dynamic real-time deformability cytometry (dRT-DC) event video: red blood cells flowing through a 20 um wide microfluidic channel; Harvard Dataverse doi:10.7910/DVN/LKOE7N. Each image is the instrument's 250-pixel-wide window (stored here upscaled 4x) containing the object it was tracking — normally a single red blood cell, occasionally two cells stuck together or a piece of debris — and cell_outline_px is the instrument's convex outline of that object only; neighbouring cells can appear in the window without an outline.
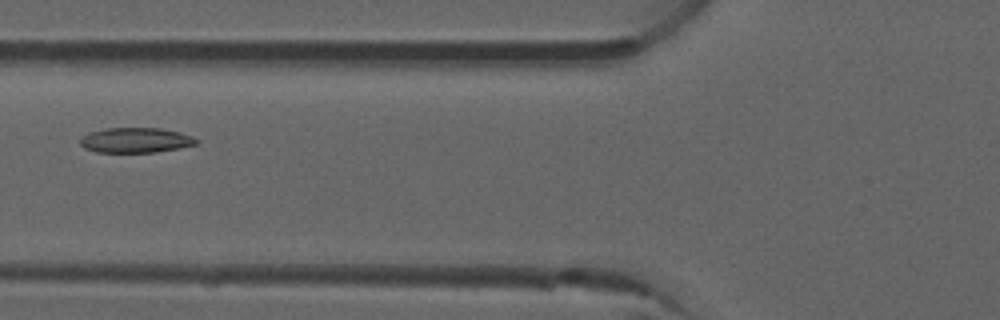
{"species": "common noctule bat (a hibernating species)", "species_latin": "Nyctalus noctula", "temperature_condition": "room temperature", "stored_images_in_passage": 3, "camera_frame_rate_fps": 3000, "um_per_image_px": 0.085, "animal": {"sex": "male", "forearm_length_mm": 52.5}, "frame": {"image": 1, "passage_image": 3, "time_ms": 0.667, "image_size_px": [1000, 320], "cell_outline_px": [[200, 140], [196, 144], [180, 148], [156, 152], [96, 152], [84, 148], [80, 144], [80, 136], [88, 132], [108, 128], [160, 128], [180, 132], [192, 136]], "centroid_in_image_um": [11.52, 11.91], "position_along_channel_um": 114.3, "area_um2": 17.11}}